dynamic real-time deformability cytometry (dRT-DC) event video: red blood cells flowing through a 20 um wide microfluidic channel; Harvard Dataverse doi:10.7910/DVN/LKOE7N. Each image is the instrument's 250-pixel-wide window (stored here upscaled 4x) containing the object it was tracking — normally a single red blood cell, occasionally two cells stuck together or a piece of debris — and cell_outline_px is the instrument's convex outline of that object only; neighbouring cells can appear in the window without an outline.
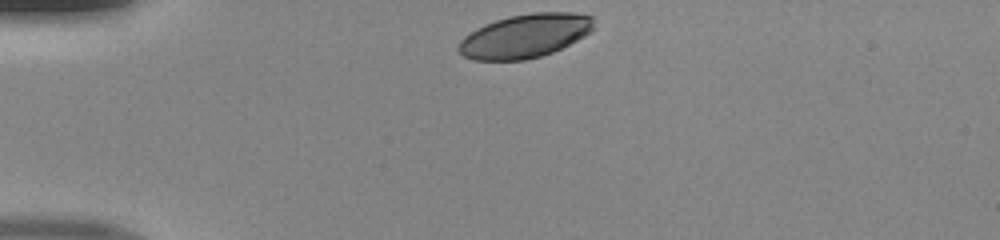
{"species": "human", "species_latin": "Homo sapiens", "temperature_condition": "room temperature", "stored_images_in_passage": 31, "camera_frame_rate_fps": 3000, "um_per_image_px": 0.085, "donor": {"sex": "male"}, "frame": {"image": 1, "passage_image": 1, "time_ms": 0.0, "image_size_px": [1000, 240], "cell_outline_px": [[596, 28], [584, 36], [552, 52], [540, 56], [524, 60], [472, 60], [464, 56], [456, 48], [460, 40], [464, 36], [476, 28], [484, 24], [508, 16], [532, 12], [572, 12], [592, 16]], "centroid_in_image_um": [44.61, 3.04], "position_along_channel_um": 40.4, "area_um2": 34.56}}
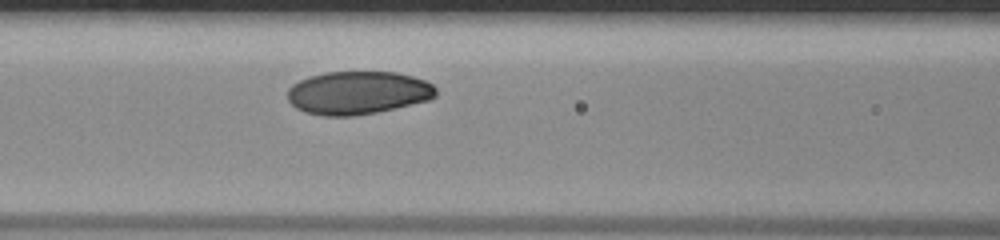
{"frame": {"image": 2, "passage_image": 11, "time_ms": 3.333, "image_size_px": [1000, 240], "cell_outline_px": [[436, 96], [428, 100], [376, 112], [352, 116], [324, 116], [304, 112], [296, 108], [288, 100], [288, 88], [292, 84], [308, 76], [328, 72], [396, 72], [412, 76], [424, 80], [432, 84], [436, 88]], "centroid_in_image_um": [30.39, 7.88], "position_along_channel_um": 136.2, "area_um2": 37.22}}
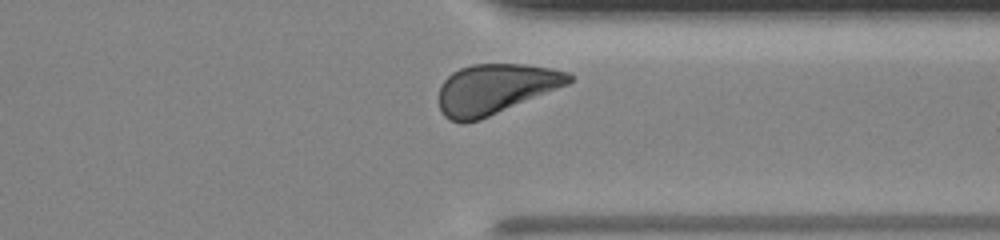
{"frame": {"image": 3, "passage_image": 28, "time_ms": 9.0, "image_size_px": [1000, 240], "cell_outline_px": [[576, 76], [568, 84], [480, 120], [464, 124], [460, 124], [448, 120], [440, 112], [440, 84], [452, 72], [460, 68], [472, 64], [524, 64], [552, 68], [568, 72]], "centroid_in_image_um": [42.08, 7.57], "position_along_channel_um": 369.3, "area_um2": 38.15}}